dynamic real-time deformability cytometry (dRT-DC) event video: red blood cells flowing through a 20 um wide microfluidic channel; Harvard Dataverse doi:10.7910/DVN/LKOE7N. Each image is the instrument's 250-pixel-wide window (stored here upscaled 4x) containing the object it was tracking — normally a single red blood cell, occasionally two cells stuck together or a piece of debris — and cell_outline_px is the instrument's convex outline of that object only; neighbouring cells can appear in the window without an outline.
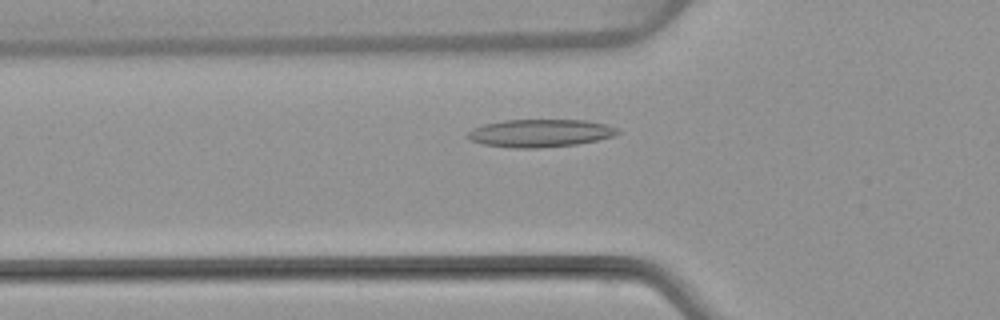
{"species": "common noctule bat (a hibernating species)", "species_latin": "Nyctalus noctula", "temperature_condition": "warm", "stored_images_in_passage": 47, "camera_frame_rate_fps": 3000, "um_per_image_px": 0.085, "animal": {"sex": "female", "body_mass_g": 22.7, "forearm_length_mm": 54.2}, "frame": {"image": 1, "passage_image": 13, "time_ms": 4.0, "image_size_px": [1000, 320], "cell_outline_px": [[620, 132], [612, 136], [596, 140], [576, 144], [540, 148], [512, 148], [484, 144], [468, 140], [464, 136], [472, 128], [484, 124], [504, 120], [584, 120], [604, 124], [620, 128]], "centroid_in_image_um": [45.86, 11.32], "position_along_channel_um": 79.9, "area_um2": 24.33}}
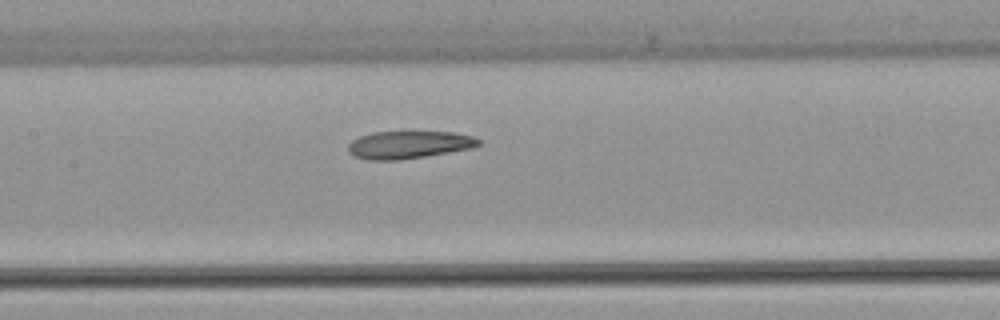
{"frame": {"image": 2, "passage_image": 20, "time_ms": 6.333, "image_size_px": [1000, 320], "cell_outline_px": [[480, 144], [472, 148], [400, 160], [368, 160], [352, 156], [348, 152], [348, 144], [352, 140], [360, 136], [372, 132], [452, 132], [472, 136], [480, 140]], "centroid_in_image_um": [34.7, 12.31], "position_along_channel_um": 172.7, "area_um2": 20.92}}
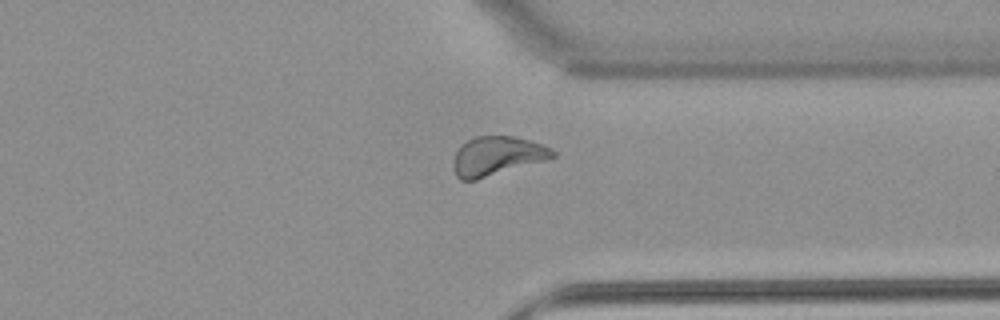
{"frame": {"image": 3, "passage_image": 35, "time_ms": 11.333, "image_size_px": [1000, 320], "cell_outline_px": [[556, 156], [544, 160], [476, 180], [460, 180], [456, 176], [452, 164], [452, 160], [456, 152], [468, 140], [476, 136], [516, 136], [532, 140], [552, 148], [556, 152]], "centroid_in_image_um": [42.25, 13.25], "position_along_channel_um": 369.2, "area_um2": 22.54}, "authors_computed_cell_mechanics": {"area_um2": 22.542, "velocity_mm_per_s": 3.9585, "shape_relaxation_time_tau1_ms": null, "shape_relaxation_time_tau2_ms": 3.1152, "deformation_change_tau1": null, "deformation_change_tau2": 0.0921}}